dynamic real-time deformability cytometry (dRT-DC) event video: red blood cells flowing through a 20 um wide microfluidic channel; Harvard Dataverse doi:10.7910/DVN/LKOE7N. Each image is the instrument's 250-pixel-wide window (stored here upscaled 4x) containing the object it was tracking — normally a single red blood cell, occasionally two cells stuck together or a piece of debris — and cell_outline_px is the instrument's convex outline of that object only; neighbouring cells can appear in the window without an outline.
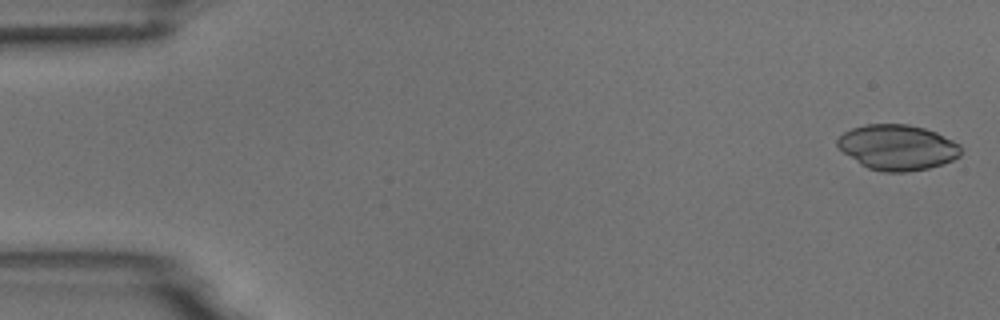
{"species": "common noctule bat (a hibernating species)", "species_latin": "Nyctalus noctula", "temperature_condition": "room temperature", "stored_images_in_passage": 5, "camera_frame_rate_fps": 3000, "um_per_image_px": 0.085, "animal": {"sex": "male", "body_mass_g": 18.8}, "frame": {"image": 1, "passage_image": 1, "time_ms": 0.0, "image_size_px": [1000, 320], "cell_outline_px": [[960, 156], [952, 160], [928, 168], [908, 172], [884, 172], [868, 168], [860, 164], [844, 152], [836, 144], [836, 140], [844, 132], [852, 128], [864, 124], [908, 124], [924, 128], [936, 132], [960, 144]], "centroid_in_image_um": [76.27, 12.52], "position_along_channel_um": 8.7, "area_um2": 32.54}}